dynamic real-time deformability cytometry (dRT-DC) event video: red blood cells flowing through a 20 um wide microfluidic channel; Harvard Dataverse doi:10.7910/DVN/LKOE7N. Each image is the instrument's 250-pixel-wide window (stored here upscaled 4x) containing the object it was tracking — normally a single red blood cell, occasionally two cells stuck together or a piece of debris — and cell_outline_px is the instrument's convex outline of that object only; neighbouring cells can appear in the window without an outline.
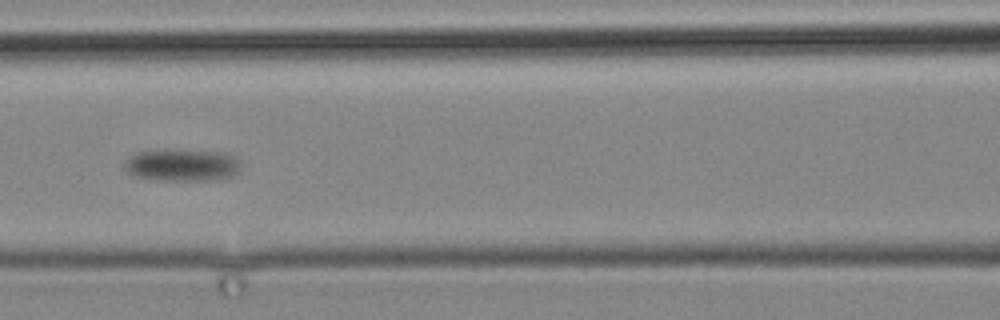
{"species": "common noctule bat (a hibernating species)", "species_latin": "Nyctalus noctula", "temperature_condition": "cold", "stored_images_in_passage": 4, "camera_frame_rate_fps": 3000, "um_per_image_px": 0.085, "animal": {"sex": "male", "body_mass_g": 19.2, "forearm_length_mm": 51.8}, "frame": {"image": 1, "passage_image": 3, "time_ms": 3.333, "image_size_px": [1000, 320], "cell_outline_px": [[240, 168], [232, 176], [208, 180], [156, 180], [132, 176], [124, 168], [124, 160], [128, 156], [136, 152], [224, 152], [236, 156], [240, 164]], "centroid_in_image_um": [15.45, 14.07], "position_along_channel_um": 151.2, "area_um2": 21.15}}